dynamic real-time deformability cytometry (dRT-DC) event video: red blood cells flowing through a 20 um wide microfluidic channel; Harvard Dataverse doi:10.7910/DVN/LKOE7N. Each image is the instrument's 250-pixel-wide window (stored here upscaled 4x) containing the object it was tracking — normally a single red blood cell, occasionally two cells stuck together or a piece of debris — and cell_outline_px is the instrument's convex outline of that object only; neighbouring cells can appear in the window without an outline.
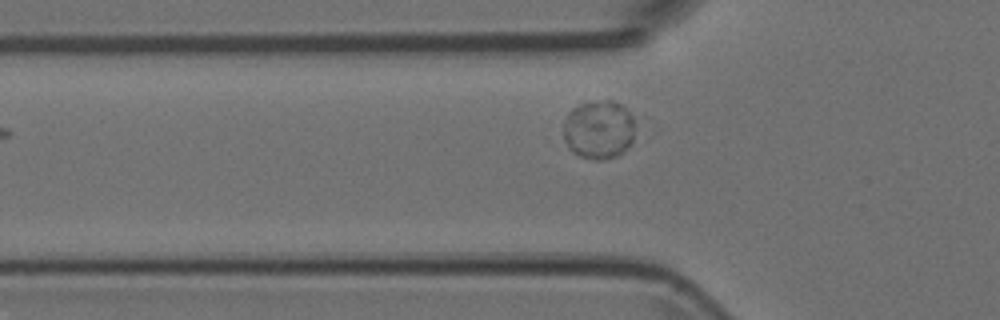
{"species": "Egyptian fruit bat (a non-hibernating species)", "species_latin": "Rousettus aegyptiacus", "temperature_condition": "room temperature", "stored_images_in_passage": 3, "camera_frame_rate_fps": 3000, "um_per_image_px": 0.085, "animal": {"sex": "female"}, "frame": {"image": 1, "passage_image": 3, "time_ms": 0.667, "image_size_px": [1000, 320], "cell_outline_px": [[632, 140], [624, 152], [616, 156], [600, 160], [596, 160], [580, 156], [572, 152], [564, 140], [564, 124], [568, 112], [572, 108], [580, 104], [608, 100], [612, 100], [620, 104], [632, 116]], "centroid_in_image_um": [50.86, 11.03], "position_along_channel_um": 74.9, "area_um2": 24.16}}